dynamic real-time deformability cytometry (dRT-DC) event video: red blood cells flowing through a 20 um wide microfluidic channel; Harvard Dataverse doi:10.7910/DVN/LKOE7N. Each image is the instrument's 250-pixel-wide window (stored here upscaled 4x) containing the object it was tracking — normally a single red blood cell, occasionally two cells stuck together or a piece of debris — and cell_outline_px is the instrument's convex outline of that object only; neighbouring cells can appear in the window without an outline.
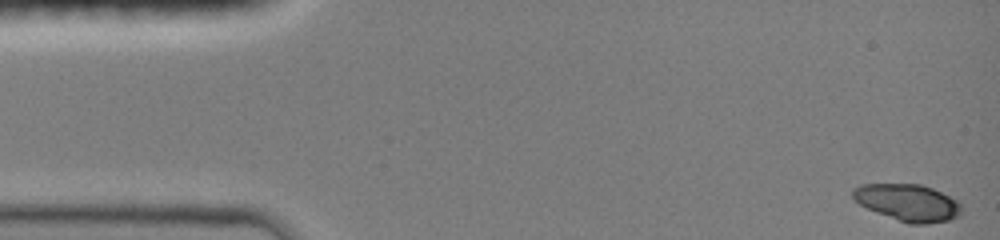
{"species": "common noctule bat (a hibernating species)", "species_latin": "Nyctalus noctula", "temperature_condition": "room temperature", "stored_images_in_passage": 47, "camera_frame_rate_fps": 3000, "um_per_image_px": 0.085, "animal": {"sex": "female", "body_mass_g": 19.0, "forearm_length_mm": 51.5}, "frame": {"image": 1, "passage_image": 1, "time_ms": 0.0, "image_size_px": [1000, 240], "cell_outline_px": [[964, 208], [960, 216], [948, 220], [924, 224], [908, 224], [876, 212], [860, 204], [852, 196], [852, 188], [860, 184], [920, 184], [932, 188], [956, 200]], "centroid_in_image_um": [77.18, 17.22], "position_along_channel_um": 7.8, "area_um2": 23.35}}
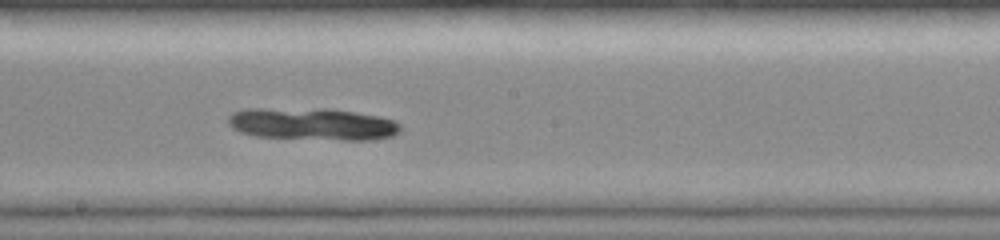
{"frame": {"image": 2, "passage_image": 26, "time_ms": 8.333, "image_size_px": [1000, 240], "cell_outline_px": [[400, 132], [392, 136], [368, 140], [344, 140], [256, 136], [240, 132], [232, 128], [228, 124], [228, 116], [232, 112], [244, 108], [328, 108], [376, 116], [396, 120], [400, 124]], "centroid_in_image_um": [26.52, 10.53], "position_along_channel_um": 221.7, "area_um2": 32.54}}
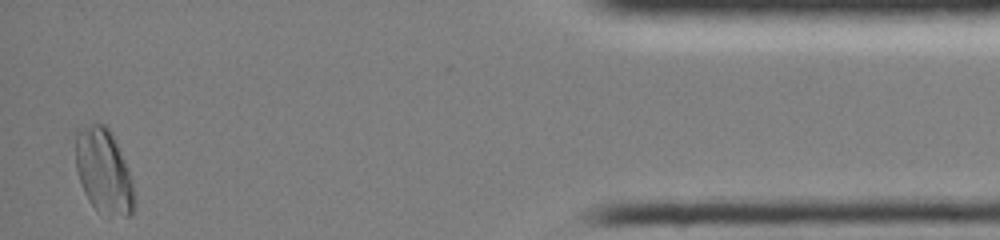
{"frame": {"image": 3, "passage_image": 46, "time_ms": 15.0, "image_size_px": [1000, 240], "cell_outline_px": [[136, 204], [132, 212], [128, 216], [96, 208], [88, 200], [84, 192], [76, 168], [76, 128], [92, 124], [104, 124], [108, 128], [128, 168], [136, 200]], "centroid_in_image_um": [8.8, 14.5], "position_along_channel_um": 426.4, "area_um2": 28.09}, "authors_computed_cell_mechanics": {"area_um2": 29.3046, "velocity_mm_per_s": 3.9993, "shape_relaxation_time_tau1_ms": 2.3918, "shape_relaxation_time_tau2_ms": null, "deformation_change_tau1": 0.1097, "deformation_change_tau2": null}}